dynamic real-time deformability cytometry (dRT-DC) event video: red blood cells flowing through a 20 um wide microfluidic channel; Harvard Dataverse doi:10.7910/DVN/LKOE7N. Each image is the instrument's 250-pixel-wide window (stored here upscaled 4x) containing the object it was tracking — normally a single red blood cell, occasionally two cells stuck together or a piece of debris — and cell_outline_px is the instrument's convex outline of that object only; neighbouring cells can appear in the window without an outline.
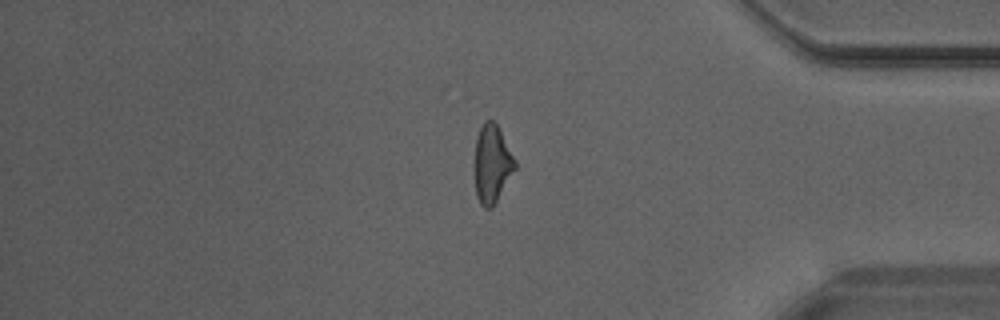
{"species": "Egyptian fruit bat (a non-hibernating species)", "species_latin": "Rousettus aegyptiacus", "temperature_condition": "warm", "stored_images_in_passage": 32, "segment_of_instrument_passage": [2, 2], "camera_frame_rate_fps": 3000, "um_per_image_px": 0.085, "animal": {"sex": "male"}, "frame": {"image": 1, "passage_image": 32, "time_ms": 10.333, "image_size_px": [1000, 320], "cell_outline_px": [[516, 168], [492, 208], [484, 208], [480, 204], [476, 196], [476, 136], [484, 120], [492, 120], [496, 124], [516, 160]], "centroid_in_image_um": [41.83, 13.94], "position_along_channel_um": 393.4, "area_um2": 17.98}}